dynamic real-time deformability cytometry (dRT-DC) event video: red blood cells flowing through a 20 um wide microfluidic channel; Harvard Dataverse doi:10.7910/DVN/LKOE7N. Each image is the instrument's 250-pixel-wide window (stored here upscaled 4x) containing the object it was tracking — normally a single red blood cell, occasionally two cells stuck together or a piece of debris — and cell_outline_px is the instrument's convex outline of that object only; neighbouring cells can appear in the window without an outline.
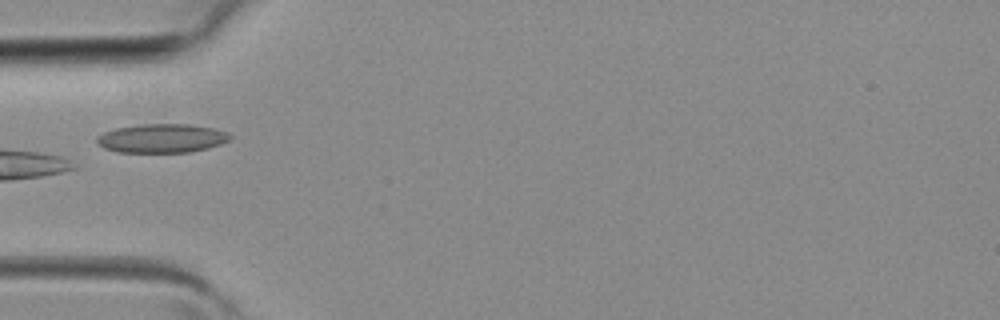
{"species": "common noctule bat (a hibernating species)", "species_latin": "Nyctalus noctula", "temperature_condition": "room temperature", "stored_images_in_passage": 3, "camera_frame_rate_fps": 3000, "um_per_image_px": 0.085, "animal": {"sex": "female", "body_mass_g": 19.3, "forearm_length_mm": 54.1}, "frame": {"image": 1, "passage_image": 3, "time_ms": 0.667, "image_size_px": [1000, 320], "cell_outline_px": [[232, 136], [228, 140], [220, 144], [208, 148], [188, 152], [116, 152], [104, 148], [96, 140], [96, 136], [104, 132], [116, 128], [140, 124], [192, 124], [212, 128], [228, 132]], "centroid_in_image_um": [13.75, 11.75], "position_along_channel_um": 71.3, "area_um2": 22.37}}